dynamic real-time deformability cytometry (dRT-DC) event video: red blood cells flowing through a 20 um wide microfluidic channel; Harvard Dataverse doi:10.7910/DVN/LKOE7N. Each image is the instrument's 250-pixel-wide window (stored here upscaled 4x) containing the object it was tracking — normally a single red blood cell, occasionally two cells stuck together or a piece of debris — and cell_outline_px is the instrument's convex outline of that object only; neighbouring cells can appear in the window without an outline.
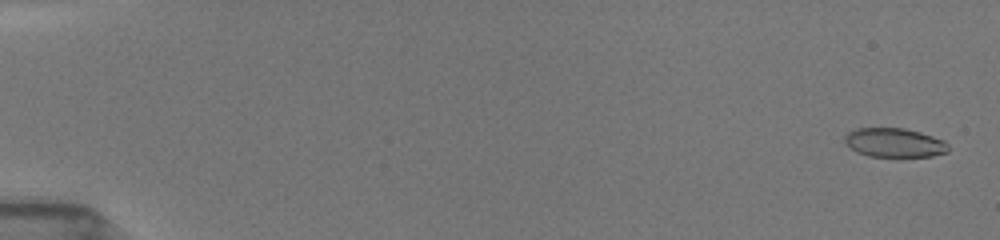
{"species": "common noctule bat (a hibernating species)", "species_latin": "Nyctalus noctula", "temperature_condition": "room temperature", "stored_images_in_passage": 12, "camera_frame_rate_fps": 3000, "um_per_image_px": 0.085, "animal": {"sex": "female", "body_mass_g": 19.5, "forearm_length_mm": 54.1}, "frame": {"image": 1, "passage_image": 1, "time_ms": 0.0, "image_size_px": [1000, 240], "cell_outline_px": [[948, 152], [932, 156], [868, 156], [856, 152], [844, 140], [844, 136], [848, 132], [856, 128], [904, 128], [920, 132], [944, 140], [948, 144]], "centroid_in_image_um": [76.03, 12.12], "position_along_channel_um": 9.0, "area_um2": 17.46}}
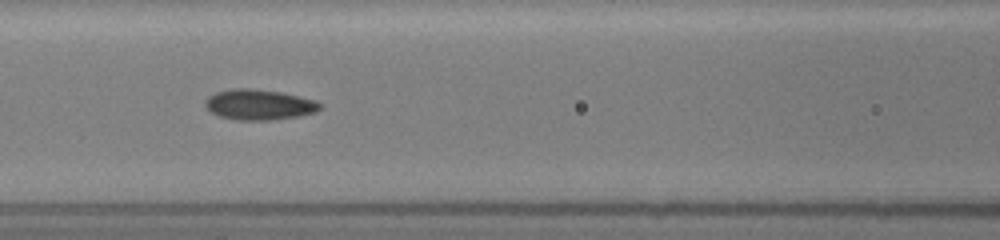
{"frame": {"image": 2, "passage_image": 10, "time_ms": 7.667, "image_size_px": [1000, 240], "cell_outline_px": [[320, 108], [316, 112], [300, 116], [272, 120], [236, 120], [220, 116], [212, 112], [204, 104], [204, 100], [208, 96], [216, 92], [232, 88], [252, 88], [280, 92], [316, 100], [320, 104]], "centroid_in_image_um": [22.01, 8.89], "position_along_channel_um": 144.6, "area_um2": 20.4}}
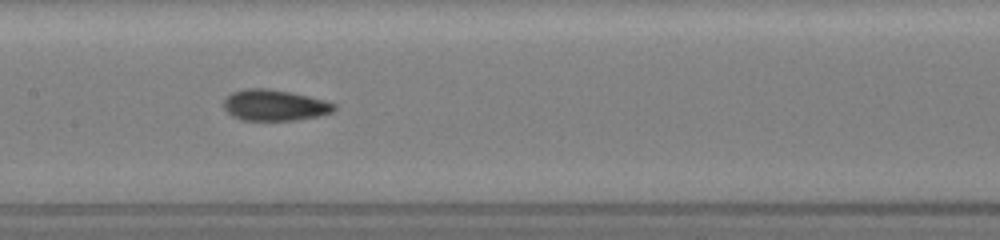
{"frame": {"image": 3, "passage_image": 11, "time_ms": 8.667, "image_size_px": [1000, 240], "cell_outline_px": [[336, 108], [332, 112], [316, 116], [296, 120], [240, 120], [232, 116], [224, 108], [224, 100], [232, 92], [244, 88], [268, 88], [292, 92], [324, 100], [336, 104]], "centroid_in_image_um": [23.32, 8.93], "position_along_channel_um": 184.1, "area_um2": 20.0}}